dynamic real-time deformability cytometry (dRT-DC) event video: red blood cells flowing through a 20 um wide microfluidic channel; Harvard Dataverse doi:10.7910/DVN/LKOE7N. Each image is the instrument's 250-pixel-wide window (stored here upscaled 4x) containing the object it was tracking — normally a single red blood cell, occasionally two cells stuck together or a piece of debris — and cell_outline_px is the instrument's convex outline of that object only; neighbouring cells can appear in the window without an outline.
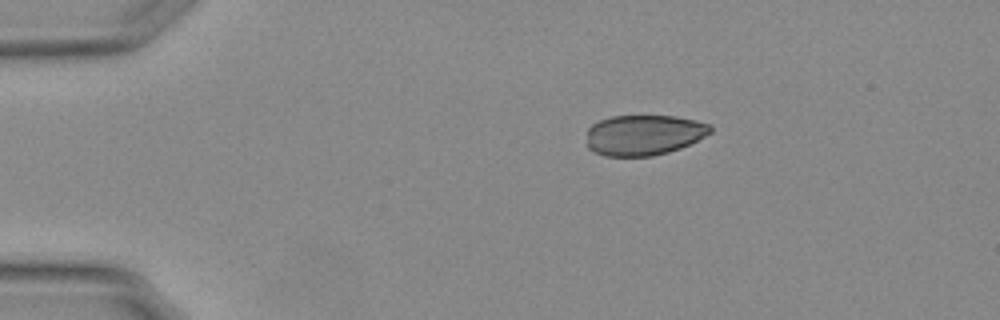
{"species": "Egyptian fruit bat (a non-hibernating species)", "species_latin": "Rousettus aegyptiacus", "temperature_condition": "warm", "stored_images_in_passage": 45, "camera_frame_rate_fps": 3000, "um_per_image_px": 0.085, "animal": {"sex": "female"}, "frame": {"image": 1, "passage_image": 1, "time_ms": 0.0, "image_size_px": [1000, 320], "cell_outline_px": [[712, 132], [680, 148], [668, 152], [652, 156], [604, 156], [588, 148], [588, 128], [592, 124], [600, 120], [612, 116], [676, 116], [696, 120], [712, 124]], "centroid_in_image_um": [54.74, 11.47], "position_along_channel_um": 30.3, "area_um2": 29.13}}
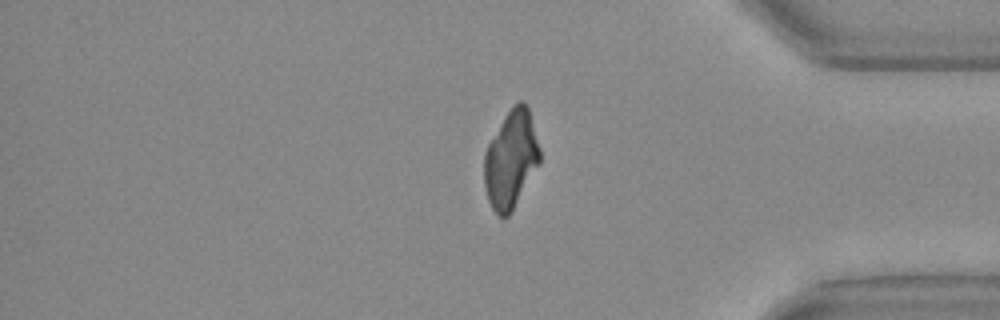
{"frame": {"image": 2, "passage_image": 36, "time_ms": 11.667, "image_size_px": [1000, 320], "cell_outline_px": [[540, 164], [512, 212], [504, 220], [492, 208], [488, 200], [484, 184], [484, 152], [488, 144], [504, 116], [520, 100], [524, 100], [528, 108], [540, 148]], "centroid_in_image_um": [43.43, 13.59], "position_along_channel_um": 391.8, "area_um2": 31.73}}
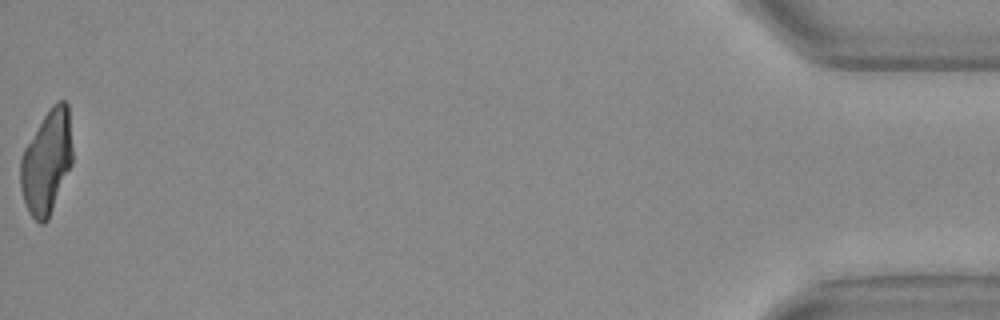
{"frame": {"image": 3, "passage_image": 45, "time_ms": 14.667, "image_size_px": [1000, 320], "cell_outline_px": [[72, 164], [48, 220], [44, 224], [40, 224], [28, 212], [20, 188], [20, 160], [24, 148], [48, 108], [56, 100], [64, 100], [68, 104], [72, 148]], "centroid_in_image_um": [3.97, 13.75], "position_along_channel_um": 431.2, "area_um2": 31.62}}